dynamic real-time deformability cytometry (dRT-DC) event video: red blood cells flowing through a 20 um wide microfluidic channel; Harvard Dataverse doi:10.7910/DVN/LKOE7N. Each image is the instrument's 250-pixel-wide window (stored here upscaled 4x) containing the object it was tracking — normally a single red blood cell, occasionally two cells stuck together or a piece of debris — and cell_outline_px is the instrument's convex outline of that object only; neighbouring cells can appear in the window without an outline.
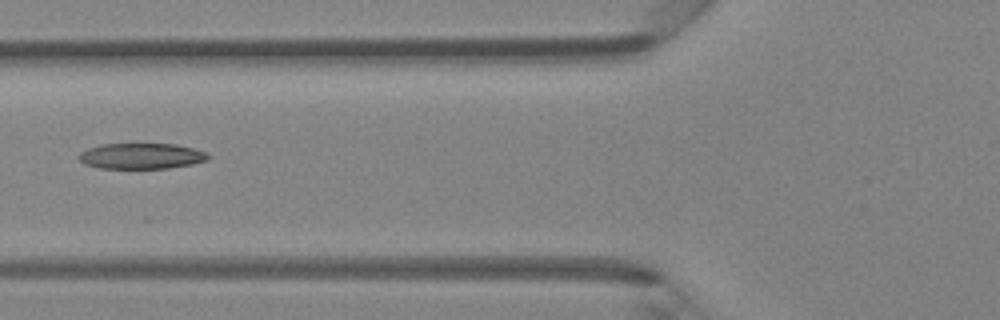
{"species": "Egyptian fruit bat (a non-hibernating species)", "species_latin": "Rousettus aegyptiacus", "temperature_condition": "room temperature", "stored_images_in_passage": 6, "camera_frame_rate_fps": 3000, "um_per_image_px": 0.085, "animal": {"sex": "female"}, "frame": {"image": 1, "passage_image": 6, "time_ms": 5.667, "image_size_px": [1000, 320], "cell_outline_px": [[212, 156], [208, 160], [192, 164], [168, 168], [100, 168], [84, 164], [76, 156], [80, 152], [88, 148], [100, 144], [176, 144], [208, 152]], "centroid_in_image_um": [12.03, 13.26], "position_along_channel_um": 113.8, "area_um2": 19.54}}